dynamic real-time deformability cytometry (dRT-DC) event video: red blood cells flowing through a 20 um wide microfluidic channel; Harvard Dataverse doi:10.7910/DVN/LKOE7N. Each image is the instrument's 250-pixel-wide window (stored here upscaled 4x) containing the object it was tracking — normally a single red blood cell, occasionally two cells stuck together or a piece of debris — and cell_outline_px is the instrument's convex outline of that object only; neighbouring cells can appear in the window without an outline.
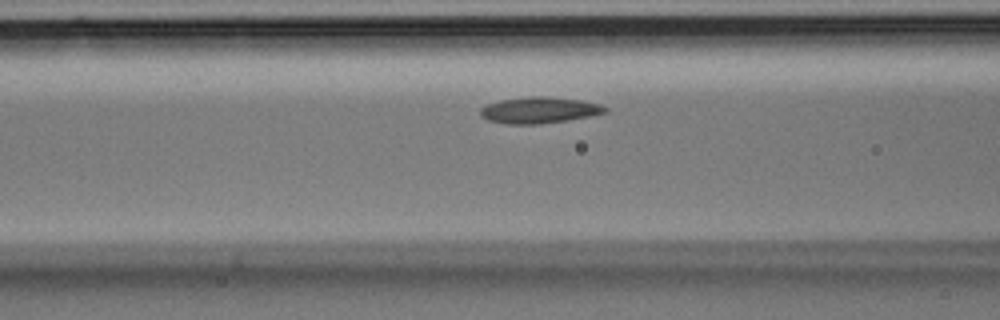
{"species": "Egyptian fruit bat (a non-hibernating species)", "species_latin": "Rousettus aegyptiacus", "temperature_condition": "room temperature", "stored_images_in_passage": 30, "camera_frame_rate_fps": 3000, "um_per_image_px": 0.085, "animal": {"sex": "male"}, "frame": {"image": 1, "passage_image": 7, "time_ms": 2.0, "image_size_px": [1000, 320], "cell_outline_px": [[608, 112], [568, 120], [536, 124], [508, 124], [488, 120], [480, 116], [480, 108], [488, 104], [500, 100], [528, 96], [544, 96], [580, 100], [600, 104], [608, 108]], "centroid_in_image_um": [45.82, 9.36], "position_along_channel_um": 120.8, "area_um2": 19.02}}
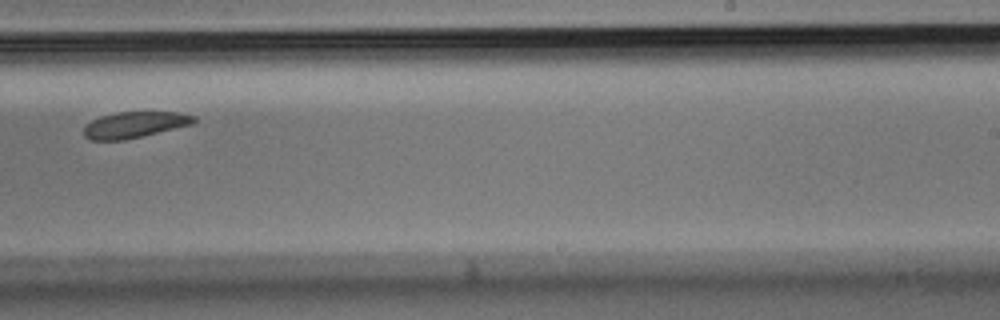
{"frame": {"image": 2, "passage_image": 16, "time_ms": 5.0, "image_size_px": [1000, 320], "cell_outline_px": [[196, 120], [192, 124], [124, 140], [88, 140], [84, 136], [84, 124], [100, 116], [116, 112], [180, 112], [196, 116]], "centroid_in_image_um": [11.4, 10.6], "position_along_channel_um": 277.6, "area_um2": 16.76}}
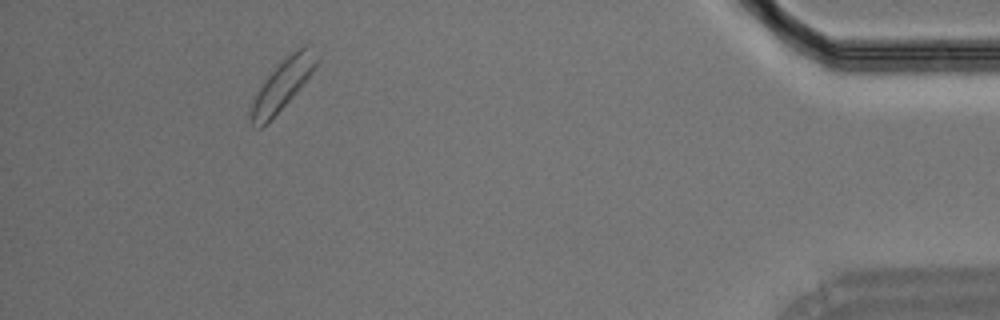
{"frame": {"image": 3, "passage_image": 27, "time_ms": 8.667, "image_size_px": [1000, 320], "cell_outline_px": [[320, 60], [296, 92], [260, 128], [256, 128], [248, 120], [252, 104], [260, 88], [268, 76], [284, 56], [304, 44], [308, 44], [320, 56]], "centroid_in_image_um": [24.04, 7.11], "position_along_channel_um": 411.2, "area_um2": 18.67}}